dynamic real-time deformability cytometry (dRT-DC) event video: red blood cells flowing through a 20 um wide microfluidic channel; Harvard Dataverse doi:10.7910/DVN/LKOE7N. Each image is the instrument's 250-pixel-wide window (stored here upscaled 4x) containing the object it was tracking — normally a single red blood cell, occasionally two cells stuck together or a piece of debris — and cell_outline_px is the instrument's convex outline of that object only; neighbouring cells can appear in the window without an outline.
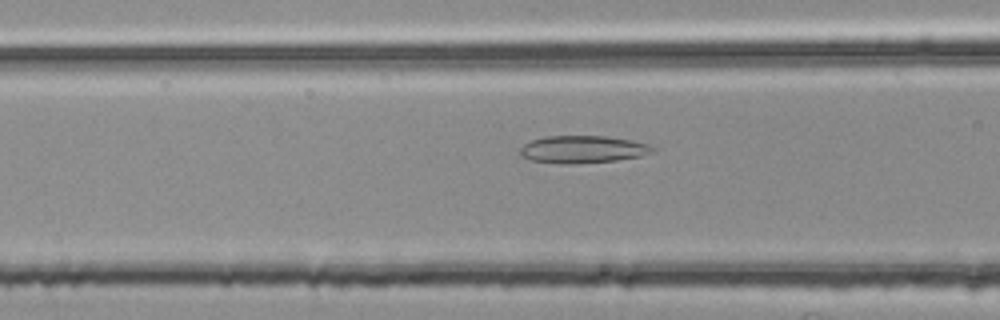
{"species": "common noctule bat (a hibernating species)", "species_latin": "Nyctalus noctula", "temperature_condition": "room temperature", "stored_images_in_passage": 42, "camera_frame_rate_fps": 3000, "um_per_image_px": 0.085, "animal": {"sex": "female", "body_mass_g": 25.1}, "frame": {"image": 1, "passage_image": 9, "time_ms": 2.667, "image_size_px": [1000, 320], "cell_outline_px": [[656, 148], [652, 152], [640, 156], [616, 160], [564, 164], [560, 164], [528, 160], [520, 156], [520, 148], [524, 144], [532, 140], [544, 136], [604, 136], [632, 140], [648, 144]], "centroid_in_image_um": [49.49, 12.69], "position_along_channel_um": 117.1, "area_um2": 21.15}}
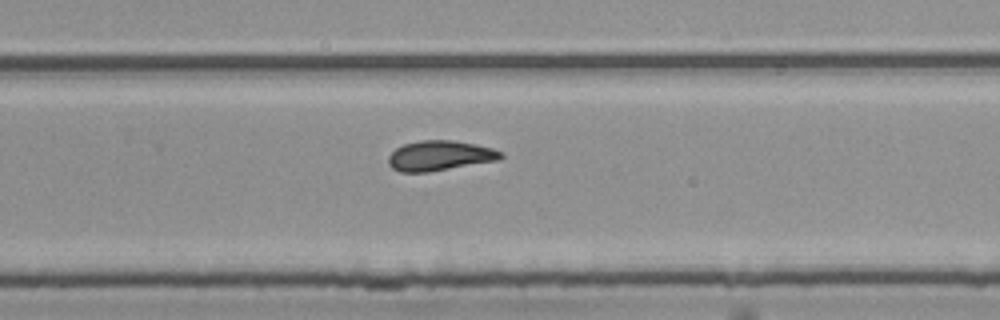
{"frame": {"image": 2, "passage_image": 23, "time_ms": 7.333, "image_size_px": [1000, 320], "cell_outline_px": [[504, 156], [500, 160], [428, 172], [400, 172], [392, 168], [388, 164], [388, 156], [396, 148], [404, 144], [420, 140], [456, 140], [476, 144], [492, 148], [504, 152]], "centroid_in_image_um": [37.41, 13.23], "position_along_channel_um": 292.4, "area_um2": 19.88}}
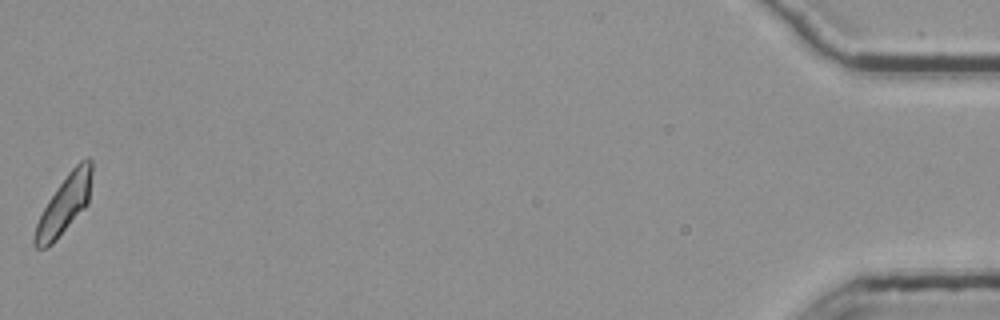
{"frame": {"image": 3, "passage_image": 42, "time_ms": 13.667, "image_size_px": [1000, 320], "cell_outline_px": [[92, 172], [88, 204], [56, 240], [52, 244], [44, 248], [36, 248], [32, 244], [32, 240], [36, 224], [48, 200], [56, 188], [68, 172], [80, 160], [88, 156], [92, 160]], "centroid_in_image_um": [5.46, 17.37], "position_along_channel_um": 429.7, "area_um2": 19.42}, "authors_computed_cell_mechanics": {"area_um2": 19.5364, "velocity_mm_per_s": 3.7666, "shape_relaxation_time_tau1_ms": null, "shape_relaxation_time_tau2_ms": 1.7542, "deformation_change_tau1": null, "deformation_change_tau2": 0.099}}